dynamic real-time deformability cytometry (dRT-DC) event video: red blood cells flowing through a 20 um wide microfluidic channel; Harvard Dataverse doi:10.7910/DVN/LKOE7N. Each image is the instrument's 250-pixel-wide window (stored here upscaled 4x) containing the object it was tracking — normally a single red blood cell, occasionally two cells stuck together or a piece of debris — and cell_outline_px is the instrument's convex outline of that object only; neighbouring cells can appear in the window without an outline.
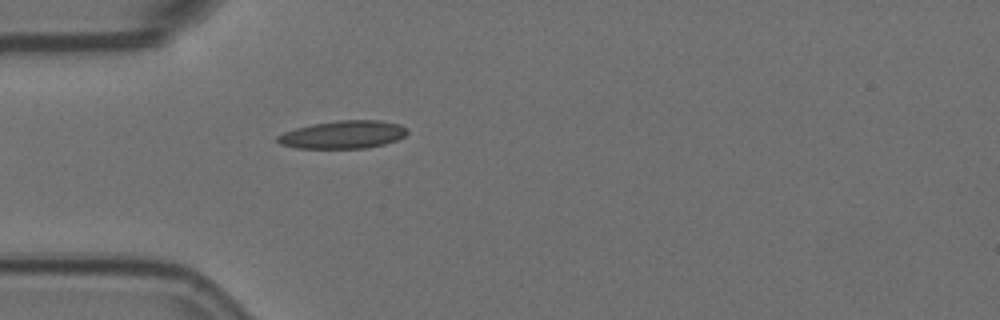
{"species": "Egyptian fruit bat (a non-hibernating species)", "species_latin": "Rousettus aegyptiacus", "temperature_condition": "room temperature", "stored_images_in_passage": 3, "camera_frame_rate_fps": 3000, "um_per_image_px": 0.085, "animal": {"sex": "female"}, "frame": {"image": 1, "passage_image": 3, "time_ms": 0.667, "image_size_px": [1000, 320], "cell_outline_px": [[408, 132], [404, 136], [396, 140], [384, 144], [368, 148], [296, 148], [280, 144], [276, 140], [276, 136], [284, 132], [296, 128], [312, 124], [340, 120], [380, 120], [400, 124], [408, 128]], "centroid_in_image_um": [29.17, 11.44], "position_along_channel_um": 55.8, "area_um2": 21.15}}